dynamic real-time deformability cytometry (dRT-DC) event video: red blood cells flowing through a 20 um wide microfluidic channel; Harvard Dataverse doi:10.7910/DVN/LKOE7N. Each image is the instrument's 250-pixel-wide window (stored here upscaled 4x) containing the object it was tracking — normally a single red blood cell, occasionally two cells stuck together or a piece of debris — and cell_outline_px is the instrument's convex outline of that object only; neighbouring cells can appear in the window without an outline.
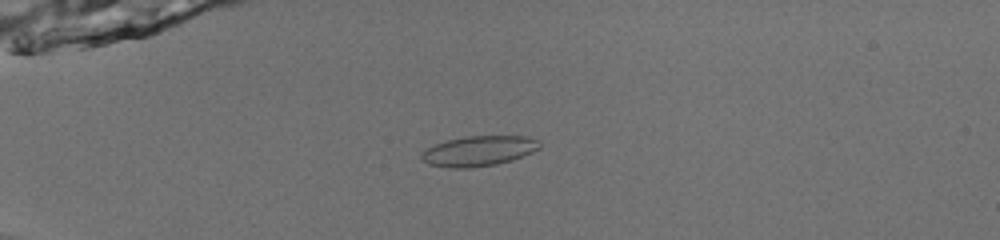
{"species": "common noctule bat (a hibernating species)", "species_latin": "Nyctalus noctula", "temperature_condition": "room temperature", "stored_images_in_passage": 53, "camera_frame_rate_fps": 3000, "um_per_image_px": 0.085, "animal": {"sex": "male", "body_mass_g": 13.0, "forearm_length_mm": 53.1}, "frame": {"image": 1, "passage_image": 16, "time_ms": 5.0, "image_size_px": [1000, 240], "cell_outline_px": [[540, 148], [532, 152], [512, 160], [496, 164], [472, 168], [448, 168], [428, 164], [420, 156], [420, 152], [436, 144], [448, 140], [468, 136], [528, 136], [540, 140]], "centroid_in_image_um": [40.71, 12.84], "position_along_channel_um": 44.3, "area_um2": 20.81}}
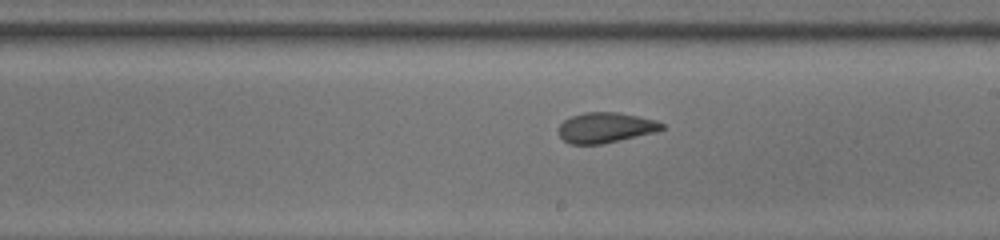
{"frame": {"image": 2, "passage_image": 33, "time_ms": 10.667, "image_size_px": [1000, 240], "cell_outline_px": [[664, 128], [656, 132], [600, 144], [568, 144], [560, 136], [560, 124], [564, 120], [572, 116], [584, 112], [616, 112], [656, 120], [664, 124]], "centroid_in_image_um": [51.47, 10.84], "position_along_channel_um": 237.5, "area_um2": 18.03}}
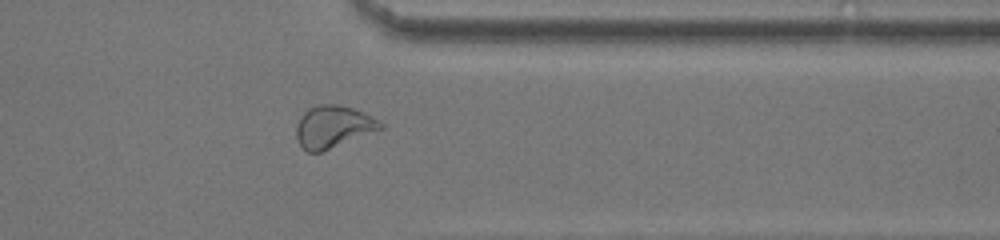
{"frame": {"image": 3, "passage_image": 44, "time_ms": 14.333, "image_size_px": [1000, 240], "cell_outline_px": [[384, 128], [320, 152], [308, 152], [300, 144], [296, 136], [296, 124], [300, 116], [308, 108], [320, 104], [340, 104], [352, 108], [372, 116], [380, 120], [384, 124]], "centroid_in_image_um": [28.32, 10.75], "position_along_channel_um": 383.1, "area_um2": 20.63}, "authors_computed_cell_mechanics": {"area_um2": 20.3456, "velocity_mm_per_s": 4.009, "shape_relaxation_time_tau1_ms": 5.0225, "shape_relaxation_time_tau2_ms": 1.8003, "deformation_change_tau1": 0.1287, "deformation_change_tau2": 0.0424}}